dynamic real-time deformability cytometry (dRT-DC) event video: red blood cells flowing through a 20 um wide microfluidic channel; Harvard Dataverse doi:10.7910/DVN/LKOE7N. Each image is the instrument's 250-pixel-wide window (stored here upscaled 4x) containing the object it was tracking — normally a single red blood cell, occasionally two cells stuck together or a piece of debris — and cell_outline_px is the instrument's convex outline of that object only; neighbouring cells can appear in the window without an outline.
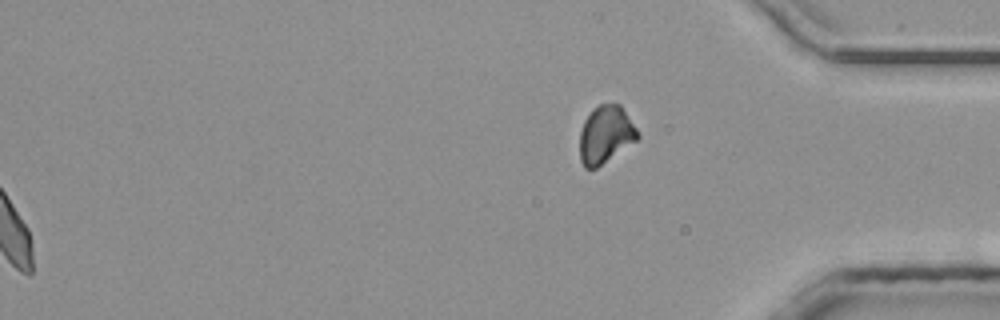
{"species": "common noctule bat (a hibernating species)", "species_latin": "Nyctalus noctula", "temperature_condition": "room temperature", "stored_images_in_passage": 45, "segment_of_instrument_passage": [2, 2], "camera_frame_rate_fps": 3000, "um_per_image_px": 0.085, "animal": {"sex": "male", "body_mass_g": 20.4}, "frame": {"image": 1, "passage_image": 45, "time_ms": 14.667, "image_size_px": [1000, 320], "cell_outline_px": [[640, 136], [636, 140], [596, 168], [584, 168], [580, 160], [580, 132], [584, 120], [592, 108], [600, 104], [620, 104], [636, 128]], "centroid_in_image_um": [51.45, 11.43], "position_along_channel_um": 383.8, "area_um2": 19.19}}